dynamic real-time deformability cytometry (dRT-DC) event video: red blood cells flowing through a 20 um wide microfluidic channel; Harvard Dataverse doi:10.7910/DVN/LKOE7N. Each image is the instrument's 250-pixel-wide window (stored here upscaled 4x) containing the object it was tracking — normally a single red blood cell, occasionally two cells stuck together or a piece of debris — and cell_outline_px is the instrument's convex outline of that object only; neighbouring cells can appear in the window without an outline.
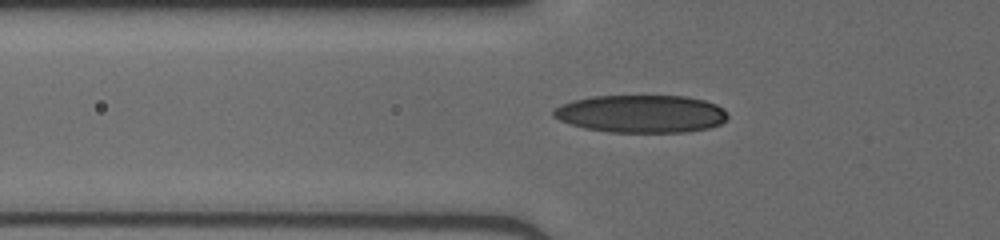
{"species": "human", "species_latin": "Homo sapiens", "temperature_condition": "cold", "stored_images_in_passage": 40, "camera_frame_rate_fps": 3000, "um_per_image_px": 0.085, "donor": {"sex": "male"}, "frame": {"image": 1, "passage_image": 13, "time_ms": 4.0, "image_size_px": [1000, 240], "cell_outline_px": [[728, 116], [720, 124], [708, 128], [684, 132], [608, 132], [584, 128], [560, 120], [552, 116], [552, 112], [560, 104], [572, 100], [592, 96], [684, 96], [704, 100], [716, 104], [724, 108]], "centroid_in_image_um": [54.49, 9.67], "position_along_channel_um": 71.3, "area_um2": 38.32}}
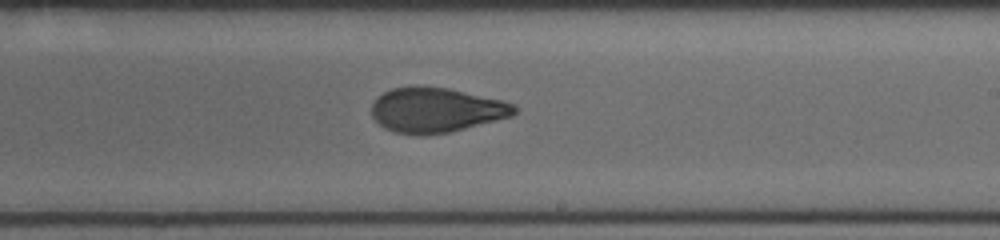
{"frame": {"image": 2, "passage_image": 26, "time_ms": 8.333, "image_size_px": [1000, 240], "cell_outline_px": [[516, 112], [512, 116], [448, 132], [416, 136], [396, 132], [384, 128], [372, 116], [372, 104], [384, 92], [392, 88], [416, 84], [448, 88], [500, 100], [512, 104], [516, 108]], "centroid_in_image_um": [37.02, 9.34], "position_along_channel_um": 252.0, "area_um2": 37.11}}
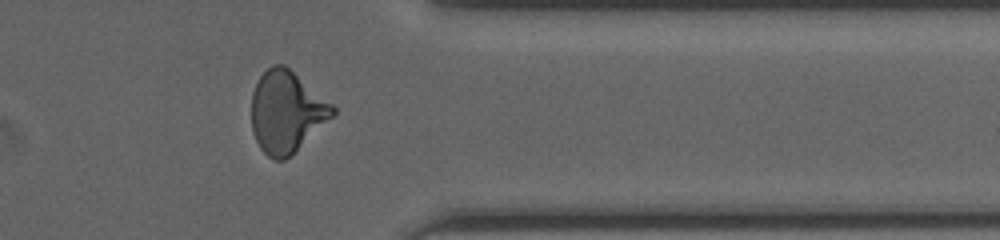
{"frame": {"image": 3, "passage_image": 36, "time_ms": 11.667, "image_size_px": [1000, 240], "cell_outline_px": [[336, 112], [292, 156], [284, 160], [276, 160], [268, 156], [260, 148], [252, 132], [252, 92], [260, 76], [272, 64], [284, 64], [332, 104], [336, 108]], "centroid_in_image_um": [24.33, 9.52], "position_along_channel_um": 387.1, "area_um2": 38.32}}